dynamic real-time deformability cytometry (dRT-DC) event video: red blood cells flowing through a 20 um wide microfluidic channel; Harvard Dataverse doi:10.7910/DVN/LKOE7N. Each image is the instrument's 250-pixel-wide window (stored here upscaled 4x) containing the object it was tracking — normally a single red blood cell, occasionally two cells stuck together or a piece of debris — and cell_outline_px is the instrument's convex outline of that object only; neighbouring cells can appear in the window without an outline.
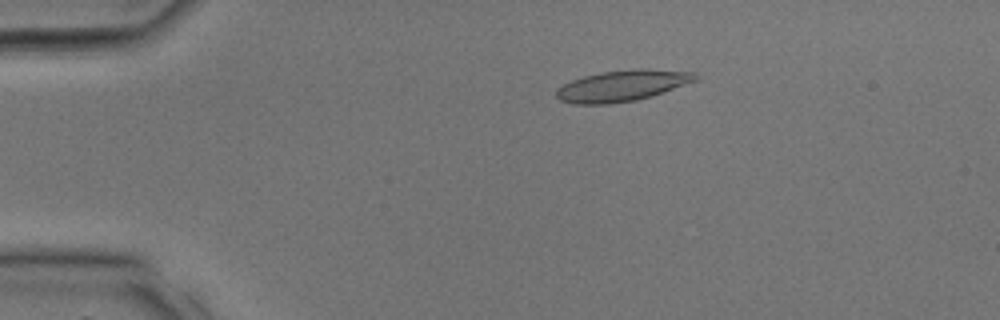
{"species": "common noctule bat (a hibernating species)", "species_latin": "Nyctalus noctula", "temperature_condition": "room temperature", "stored_images_in_passage": 27, "camera_frame_rate_fps": 3000, "um_per_image_px": 0.085, "animal": {"sex": "male", "body_mass_g": 17.9, "forearm_length_mm": 54.2}, "frame": {"image": 1, "passage_image": 1, "time_ms": 0.0, "image_size_px": [1000, 320], "cell_outline_px": [[700, 80], [652, 96], [636, 100], [608, 104], [572, 104], [560, 100], [556, 96], [556, 88], [572, 80], [584, 76], [600, 72], [636, 68], [648, 68], [696, 72]], "centroid_in_image_um": [52.94, 7.27], "position_along_channel_um": 32.1, "area_um2": 25.61}}
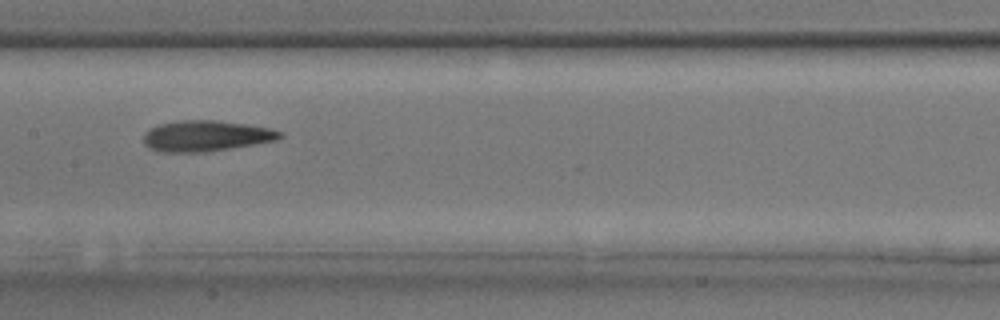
{"frame": {"image": 2, "passage_image": 11, "time_ms": 3.333, "image_size_px": [1000, 320], "cell_outline_px": [[284, 136], [276, 140], [256, 144], [204, 152], [160, 152], [148, 148], [144, 144], [144, 132], [160, 124], [184, 120], [216, 120], [248, 124], [272, 128], [284, 132]], "centroid_in_image_um": [17.55, 11.55], "position_along_channel_um": 189.9, "area_um2": 24.62}}
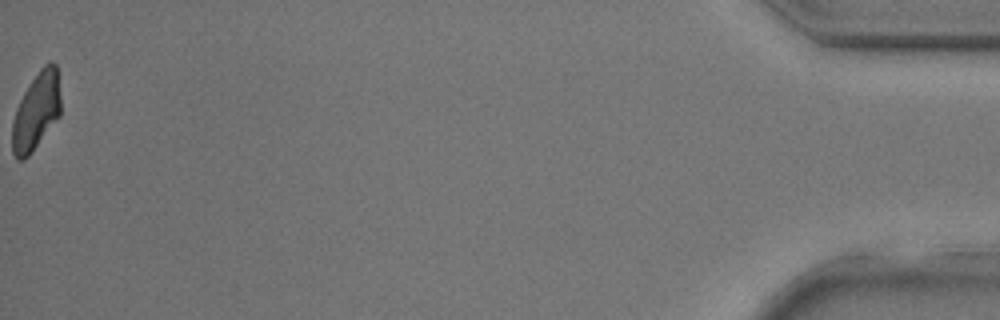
{"frame": {"image": 3, "passage_image": 27, "time_ms": 8.667, "image_size_px": [1000, 320], "cell_outline_px": [[60, 116], [28, 156], [24, 160], [16, 160], [12, 152], [12, 120], [16, 108], [24, 92], [40, 68], [48, 60], [52, 60], [56, 64], [60, 96]], "centroid_in_image_um": [3.07, 9.45], "position_along_channel_um": 432.1, "area_um2": 21.91}}